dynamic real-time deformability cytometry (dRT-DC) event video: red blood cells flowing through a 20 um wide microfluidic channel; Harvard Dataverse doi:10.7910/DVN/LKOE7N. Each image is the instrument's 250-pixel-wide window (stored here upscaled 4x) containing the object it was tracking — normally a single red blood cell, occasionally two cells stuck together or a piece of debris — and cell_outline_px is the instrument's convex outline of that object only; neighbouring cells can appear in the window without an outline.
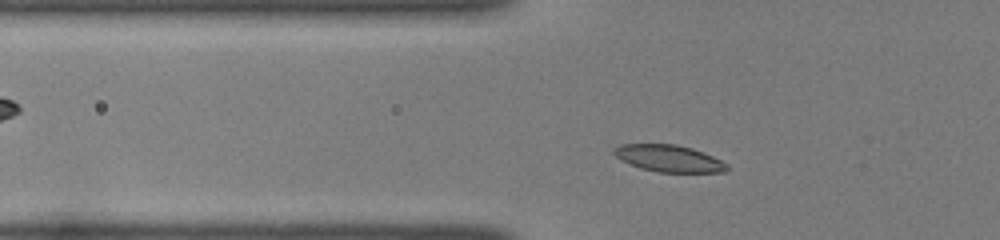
{"species": "common noctule bat (a hibernating species)", "species_latin": "Nyctalus noctula", "temperature_condition": "room temperature", "stored_images_in_passage": 43, "camera_frame_rate_fps": 3000, "um_per_image_px": 0.085, "animal": {"sex": "female", "body_mass_g": 22.0, "forearm_length_mm": 56.7}, "frame": {"image": 1, "passage_image": 10, "time_ms": 3.0, "image_size_px": [1000, 240], "cell_outline_px": [[728, 168], [724, 172], [656, 172], [640, 168], [628, 164], [620, 160], [612, 152], [612, 148], [620, 144], [676, 144], [692, 148], [704, 152], [728, 164]], "centroid_in_image_um": [56.81, 13.46], "position_along_channel_um": 69.0, "area_um2": 17.86}}
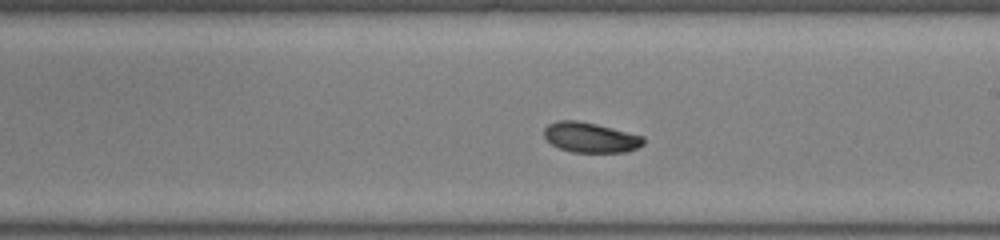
{"frame": {"image": 2, "passage_image": 23, "time_ms": 7.333, "image_size_px": [1000, 240], "cell_outline_px": [[644, 144], [636, 148], [624, 152], [572, 152], [560, 148], [552, 144], [544, 136], [544, 128], [548, 124], [556, 120], [576, 120], [596, 124], [644, 136]], "centroid_in_image_um": [50.18, 11.67], "position_along_channel_um": 238.8, "area_um2": 17.34}}
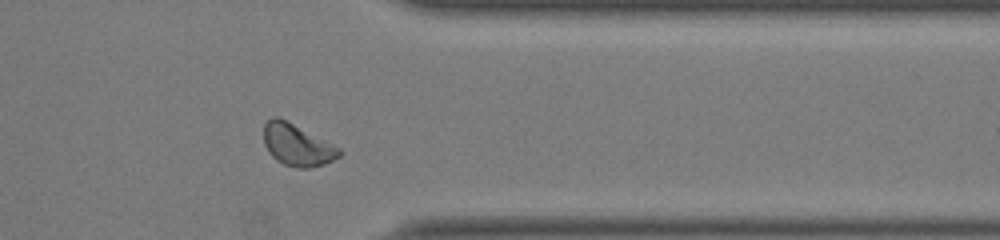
{"frame": {"image": 3, "passage_image": 34, "time_ms": 11.0, "image_size_px": [1000, 240], "cell_outline_px": [[344, 152], [340, 156], [324, 164], [308, 168], [296, 168], [284, 164], [276, 160], [268, 152], [264, 144], [264, 124], [272, 116], [276, 116], [340, 148]], "centroid_in_image_um": [25.24, 12.35], "position_along_channel_um": 386.2, "area_um2": 18.09}, "authors_computed_cell_mechanics": {"area_um2": 17.8024, "velocity_mm_per_s": 4.0574, "shape_relaxation_time_tau1_ms": 4.1215, "shape_relaxation_time_tau2_ms": 4.0982, "deformation_change_tau1": 0.1241, "deformation_change_tau2": 0.0734}}